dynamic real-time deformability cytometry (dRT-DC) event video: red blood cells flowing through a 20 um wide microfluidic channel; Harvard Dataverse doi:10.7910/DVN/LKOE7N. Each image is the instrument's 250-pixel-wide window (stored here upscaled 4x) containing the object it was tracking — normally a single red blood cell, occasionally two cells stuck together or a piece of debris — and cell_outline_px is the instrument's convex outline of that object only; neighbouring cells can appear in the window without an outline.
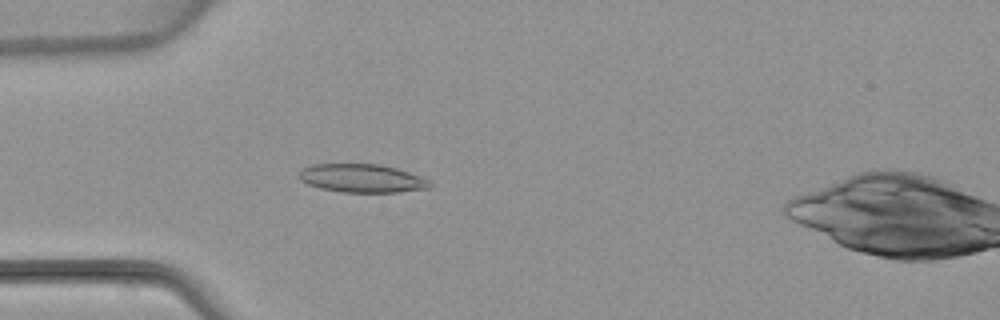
{"species": "common noctule bat (a hibernating species)", "species_latin": "Nyctalus noctula", "temperature_condition": "warm", "stored_images_in_passage": 4, "camera_frame_rate_fps": 3000, "um_per_image_px": 0.085, "animal": {"sex": "female", "body_mass_g": 22.7, "forearm_length_mm": 54.2}, "frame": {"image": 1, "passage_image": 4, "time_ms": 4.667, "image_size_px": [1000, 320], "cell_outline_px": [[432, 188], [400, 192], [344, 192], [320, 188], [308, 184], [300, 180], [300, 168], [312, 164], [380, 164], [396, 168], [420, 176], [428, 180], [432, 184]], "centroid_in_image_um": [30.77, 15.15], "position_along_channel_um": 54.2, "area_um2": 21.68}}